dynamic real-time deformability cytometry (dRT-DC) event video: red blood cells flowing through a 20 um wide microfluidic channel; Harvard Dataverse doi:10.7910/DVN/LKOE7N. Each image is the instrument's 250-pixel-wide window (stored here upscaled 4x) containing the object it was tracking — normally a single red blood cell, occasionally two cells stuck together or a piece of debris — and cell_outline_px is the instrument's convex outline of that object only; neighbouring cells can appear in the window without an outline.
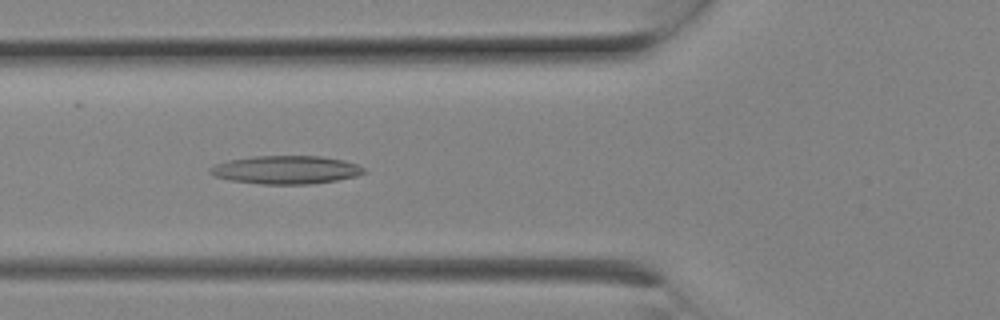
{"species": "Egyptian fruit bat (a non-hibernating species)", "species_latin": "Rousettus aegyptiacus", "temperature_condition": "room temperature", "stored_images_in_passage": 6, "camera_frame_rate_fps": 3000, "um_per_image_px": 0.085, "animal": {"sex": "female"}, "frame": {"image": 1, "passage_image": 5, "time_ms": 1.333, "image_size_px": [1000, 320], "cell_outline_px": [[364, 172], [356, 176], [336, 180], [308, 184], [260, 184], [228, 180], [216, 176], [208, 172], [208, 168], [216, 164], [228, 160], [252, 156], [320, 156], [344, 160], [356, 164], [364, 168]], "centroid_in_image_um": [24.26, 14.43], "position_along_channel_um": 101.5, "area_um2": 25.26}}
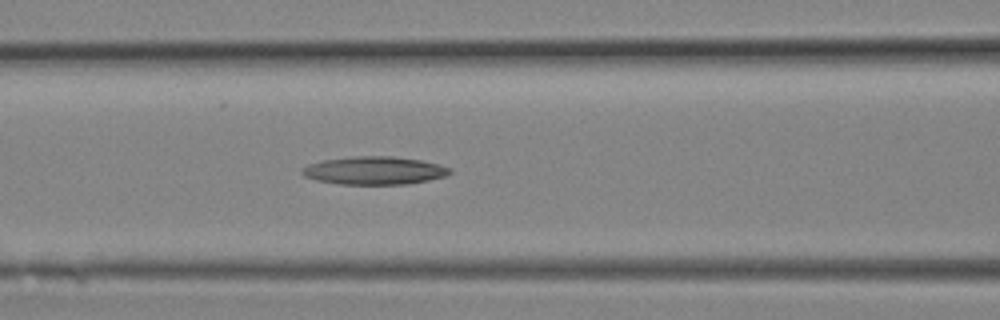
{"frame": {"image": 2, "passage_image": 6, "time_ms": 1.667, "image_size_px": [1000, 320], "cell_outline_px": [[452, 172], [448, 176], [408, 184], [340, 184], [316, 180], [304, 176], [300, 172], [300, 168], [308, 164], [324, 160], [352, 156], [392, 156], [420, 160], [452, 168]], "centroid_in_image_um": [31.81, 14.49], "position_along_channel_um": 134.8, "area_um2": 24.22}}